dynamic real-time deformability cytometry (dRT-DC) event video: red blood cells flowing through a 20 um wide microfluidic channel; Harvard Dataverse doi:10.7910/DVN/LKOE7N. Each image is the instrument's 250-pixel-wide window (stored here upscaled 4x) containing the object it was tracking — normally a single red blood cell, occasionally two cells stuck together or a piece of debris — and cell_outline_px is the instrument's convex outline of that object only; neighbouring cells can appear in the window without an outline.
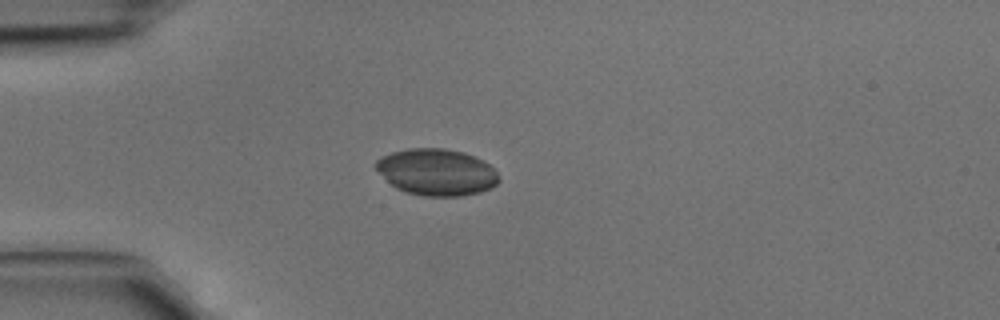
{"species": "common noctule bat (a hibernating species)", "species_latin": "Nyctalus noctula", "temperature_condition": "cold", "stored_images_in_passage": 3, "camera_frame_rate_fps": 3000, "um_per_image_px": 0.085, "animal": {"sex": "male", "body_mass_g": 15.6}, "frame": {"image": 1, "passage_image": 3, "time_ms": 0.667, "image_size_px": [1000, 320], "cell_outline_px": [[500, 180], [492, 188], [480, 192], [460, 196], [424, 196], [404, 192], [396, 188], [372, 164], [380, 156], [392, 152], [408, 148], [444, 148], [464, 152], [484, 160], [500, 176]], "centroid_in_image_um": [37.12, 14.62], "position_along_channel_um": 47.9, "area_um2": 33.58}}